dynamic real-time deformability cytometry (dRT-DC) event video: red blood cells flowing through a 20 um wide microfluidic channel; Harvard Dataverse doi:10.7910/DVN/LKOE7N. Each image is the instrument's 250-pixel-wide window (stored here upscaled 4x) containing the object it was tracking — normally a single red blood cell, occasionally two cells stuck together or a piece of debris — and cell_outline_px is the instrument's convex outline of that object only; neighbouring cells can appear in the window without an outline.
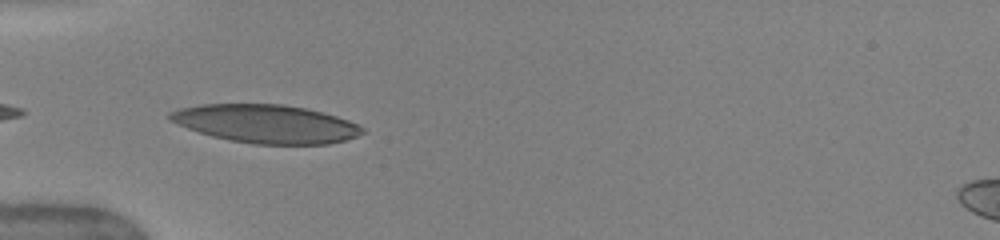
{"species": "human", "species_latin": "Homo sapiens", "temperature_condition": "warm", "stored_images_in_passage": 9, "camera_frame_rate_fps": 3000, "um_per_image_px": 0.085, "donor": {"sex": "female"}, "frame": {"image": 1, "passage_image": 1, "time_ms": 0.0, "image_size_px": [1000, 240], "cell_outline_px": [[364, 132], [356, 136], [344, 140], [328, 144], [252, 144], [212, 136], [176, 124], [168, 120], [164, 116], [168, 112], [180, 108], [200, 104], [284, 104], [324, 112], [360, 124], [364, 128]], "centroid_in_image_um": [22.58, 10.51], "position_along_channel_um": 62.4, "area_um2": 43.12}}